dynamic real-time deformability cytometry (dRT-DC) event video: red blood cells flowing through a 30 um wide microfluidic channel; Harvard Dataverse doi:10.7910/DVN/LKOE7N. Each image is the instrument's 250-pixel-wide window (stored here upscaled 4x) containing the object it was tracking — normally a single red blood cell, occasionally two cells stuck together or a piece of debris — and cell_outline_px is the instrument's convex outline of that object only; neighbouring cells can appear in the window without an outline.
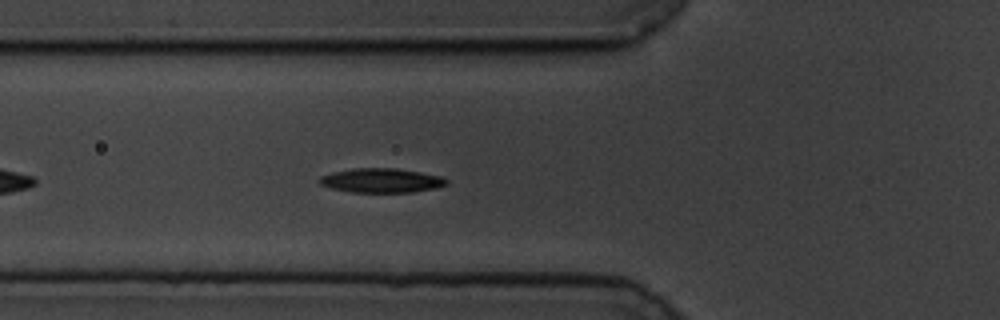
{"species": "common noctule bat (a hibernating species)", "species_latin": "Nyctalus noctula", "temperature_condition": "cold", "stored_images_in_passage": 47, "camera_frame_rate_fps": 3000, "um_per_image_px": 0.085, "animal": {"sex": "male", "body_mass_g": 19.5, "forearm_length_mm": 54.6}, "frame": {"image": 1, "passage_image": 8, "time_ms": 2.333, "image_size_px": [1000, 320], "cell_outline_px": [[448, 184], [436, 188], [412, 192], [352, 192], [332, 188], [320, 184], [320, 176], [332, 172], [352, 168], [396, 168], [420, 172], [440, 176], [448, 180]], "centroid_in_image_um": [32.43, 15.33], "position_along_channel_um": 93.4, "area_um2": 17.92}}
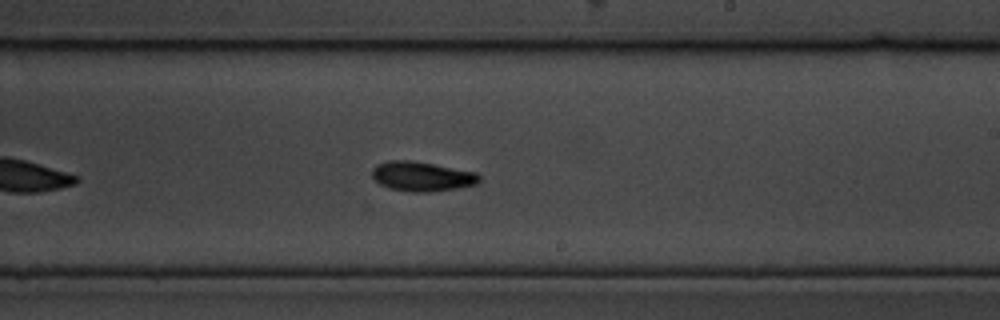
{"frame": {"image": 2, "passage_image": 22, "time_ms": 7.0, "image_size_px": [1000, 320], "cell_outline_px": [[480, 180], [476, 184], [456, 188], [428, 192], [412, 192], [388, 188], [380, 184], [372, 176], [372, 168], [376, 164], [388, 160], [408, 160], [432, 164], [476, 172], [480, 176]], "centroid_in_image_um": [35.83, 14.99], "position_along_channel_um": 253.2, "area_um2": 18.38}}
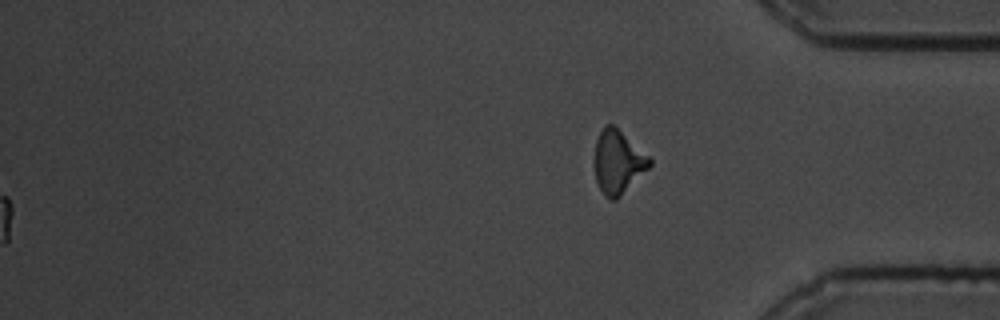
{"frame": {"image": 3, "passage_image": 47, "time_ms": 15.333, "image_size_px": [1000, 320], "cell_outline_px": [[652, 164], [616, 200], [612, 200], [604, 196], [596, 184], [592, 164], [592, 160], [596, 140], [604, 124], [612, 124], [652, 156]], "centroid_in_image_um": [52.49, 13.76], "position_along_channel_um": 382.7, "area_um2": 20.98}, "authors_computed_cell_mechanics": {"area_um2": 17.34, "velocity_mm_per_s": 3.4208, "shape_relaxation_time_tau1_ms": 1.8541, "shape_relaxation_time_tau2_ms": 5.9327, "deformation_change_tau1": 0.1073, "deformation_change_tau2": 0.0812}}